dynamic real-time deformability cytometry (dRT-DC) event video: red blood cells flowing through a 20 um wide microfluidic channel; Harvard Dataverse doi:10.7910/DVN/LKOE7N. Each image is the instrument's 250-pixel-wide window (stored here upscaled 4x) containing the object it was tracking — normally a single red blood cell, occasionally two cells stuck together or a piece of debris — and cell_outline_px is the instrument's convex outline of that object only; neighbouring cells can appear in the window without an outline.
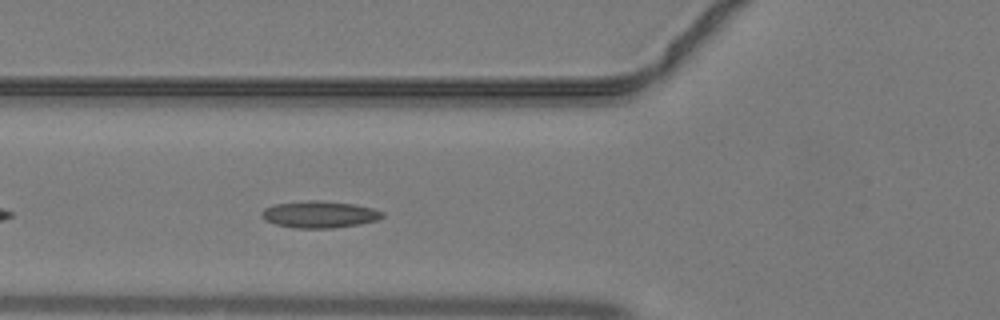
{"species": "common noctule bat (a hibernating species)", "species_latin": "Nyctalus noctula", "temperature_condition": "warm", "stored_images_in_passage": 27, "camera_frame_rate_fps": 3000, "um_per_image_px": 0.085, "animal": {"sex": "male", "body_mass_g": 19.2, "forearm_length_mm": 51.8}, "frame": {"image": 1, "passage_image": 5, "time_ms": 1.333, "image_size_px": [1000, 320], "cell_outline_px": [[384, 216], [376, 220], [360, 224], [332, 228], [296, 228], [276, 224], [264, 220], [260, 216], [260, 212], [264, 208], [276, 204], [308, 200], [312, 200], [352, 204], [372, 208], [384, 212]], "centroid_in_image_um": [27.12, 18.23], "position_along_channel_um": 98.7, "area_um2": 18.73}}
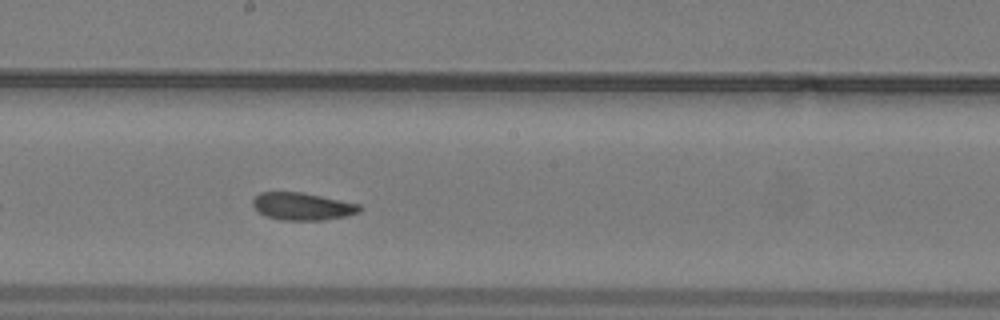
{"frame": {"image": 2, "passage_image": 13, "time_ms": 4.0, "image_size_px": [1000, 320], "cell_outline_px": [[360, 212], [344, 216], [320, 220], [280, 220], [256, 212], [252, 204], [252, 200], [260, 192], [304, 192], [360, 204]], "centroid_in_image_um": [25.66, 17.53], "position_along_channel_um": 222.5, "area_um2": 17.11}}
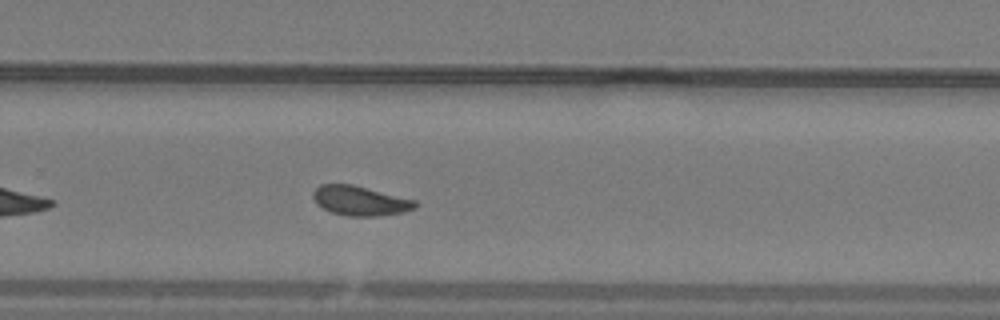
{"frame": {"image": 3, "passage_image": 18, "time_ms": 5.667, "image_size_px": [1000, 320], "cell_outline_px": [[420, 204], [416, 208], [404, 212], [376, 216], [348, 216], [332, 212], [316, 204], [312, 196], [312, 192], [320, 184], [352, 184], [416, 200]], "centroid_in_image_um": [30.63, 17.06], "position_along_channel_um": 299.2, "area_um2": 17.69}}